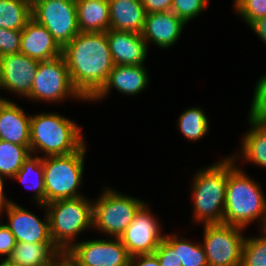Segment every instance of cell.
Returning <instances> with one entry per match:
<instances>
[{
	"label": "cell",
	"instance_id": "6da1fadb",
	"mask_svg": "<svg viewBox=\"0 0 266 266\" xmlns=\"http://www.w3.org/2000/svg\"><path fill=\"white\" fill-rule=\"evenodd\" d=\"M74 88L90 101L114 67L106 32H79L62 48Z\"/></svg>",
	"mask_w": 266,
	"mask_h": 266
},
{
	"label": "cell",
	"instance_id": "7a4b0ae2",
	"mask_svg": "<svg viewBox=\"0 0 266 266\" xmlns=\"http://www.w3.org/2000/svg\"><path fill=\"white\" fill-rule=\"evenodd\" d=\"M238 156H228L223 223L245 229L250 223L259 220L262 229L266 225V197L259 182L254 181L235 164Z\"/></svg>",
	"mask_w": 266,
	"mask_h": 266
},
{
	"label": "cell",
	"instance_id": "3957f363",
	"mask_svg": "<svg viewBox=\"0 0 266 266\" xmlns=\"http://www.w3.org/2000/svg\"><path fill=\"white\" fill-rule=\"evenodd\" d=\"M76 122L58 113L31 115V154L45 153L42 157L67 155L78 151L85 139ZM43 151V152H42Z\"/></svg>",
	"mask_w": 266,
	"mask_h": 266
},
{
	"label": "cell",
	"instance_id": "277c9868",
	"mask_svg": "<svg viewBox=\"0 0 266 266\" xmlns=\"http://www.w3.org/2000/svg\"><path fill=\"white\" fill-rule=\"evenodd\" d=\"M227 181L228 156L197 170L191 187L194 223H223Z\"/></svg>",
	"mask_w": 266,
	"mask_h": 266
},
{
	"label": "cell",
	"instance_id": "5b68a950",
	"mask_svg": "<svg viewBox=\"0 0 266 266\" xmlns=\"http://www.w3.org/2000/svg\"><path fill=\"white\" fill-rule=\"evenodd\" d=\"M45 206L50 235L60 251H68L77 241V235L90 227L93 228V201L84 195L53 201Z\"/></svg>",
	"mask_w": 266,
	"mask_h": 266
},
{
	"label": "cell",
	"instance_id": "8992f818",
	"mask_svg": "<svg viewBox=\"0 0 266 266\" xmlns=\"http://www.w3.org/2000/svg\"><path fill=\"white\" fill-rule=\"evenodd\" d=\"M85 149L86 144L71 154L43 157L45 204L82 197L78 192L84 172Z\"/></svg>",
	"mask_w": 266,
	"mask_h": 266
},
{
	"label": "cell",
	"instance_id": "52a82bcc",
	"mask_svg": "<svg viewBox=\"0 0 266 266\" xmlns=\"http://www.w3.org/2000/svg\"><path fill=\"white\" fill-rule=\"evenodd\" d=\"M144 204L139 198L105 187L93 202V229L107 234L109 238H119Z\"/></svg>",
	"mask_w": 266,
	"mask_h": 266
},
{
	"label": "cell",
	"instance_id": "ba28073f",
	"mask_svg": "<svg viewBox=\"0 0 266 266\" xmlns=\"http://www.w3.org/2000/svg\"><path fill=\"white\" fill-rule=\"evenodd\" d=\"M68 97L86 101L74 88L63 55L40 61L27 98L34 102L56 103Z\"/></svg>",
	"mask_w": 266,
	"mask_h": 266
},
{
	"label": "cell",
	"instance_id": "9c48e42d",
	"mask_svg": "<svg viewBox=\"0 0 266 266\" xmlns=\"http://www.w3.org/2000/svg\"><path fill=\"white\" fill-rule=\"evenodd\" d=\"M202 245L208 266H241L244 228L224 223L203 224Z\"/></svg>",
	"mask_w": 266,
	"mask_h": 266
},
{
	"label": "cell",
	"instance_id": "30bf717a",
	"mask_svg": "<svg viewBox=\"0 0 266 266\" xmlns=\"http://www.w3.org/2000/svg\"><path fill=\"white\" fill-rule=\"evenodd\" d=\"M32 19L44 26L63 48L79 32L76 1L31 2Z\"/></svg>",
	"mask_w": 266,
	"mask_h": 266
},
{
	"label": "cell",
	"instance_id": "8fae6325",
	"mask_svg": "<svg viewBox=\"0 0 266 266\" xmlns=\"http://www.w3.org/2000/svg\"><path fill=\"white\" fill-rule=\"evenodd\" d=\"M157 219L145 203L119 237L131 257L153 254L158 248L164 235H162V228Z\"/></svg>",
	"mask_w": 266,
	"mask_h": 266
},
{
	"label": "cell",
	"instance_id": "7c38bea8",
	"mask_svg": "<svg viewBox=\"0 0 266 266\" xmlns=\"http://www.w3.org/2000/svg\"><path fill=\"white\" fill-rule=\"evenodd\" d=\"M80 266H130L131 256L119 238L75 242L68 250Z\"/></svg>",
	"mask_w": 266,
	"mask_h": 266
},
{
	"label": "cell",
	"instance_id": "4fadbf2b",
	"mask_svg": "<svg viewBox=\"0 0 266 266\" xmlns=\"http://www.w3.org/2000/svg\"><path fill=\"white\" fill-rule=\"evenodd\" d=\"M39 61L24 53L7 54L0 57L2 90L28 97L38 70Z\"/></svg>",
	"mask_w": 266,
	"mask_h": 266
},
{
	"label": "cell",
	"instance_id": "5bb4252c",
	"mask_svg": "<svg viewBox=\"0 0 266 266\" xmlns=\"http://www.w3.org/2000/svg\"><path fill=\"white\" fill-rule=\"evenodd\" d=\"M38 205L45 207L44 220L15 202L6 210L9 221L4 224L11 230L16 242L53 243L46 206Z\"/></svg>",
	"mask_w": 266,
	"mask_h": 266
},
{
	"label": "cell",
	"instance_id": "9a60e30c",
	"mask_svg": "<svg viewBox=\"0 0 266 266\" xmlns=\"http://www.w3.org/2000/svg\"><path fill=\"white\" fill-rule=\"evenodd\" d=\"M106 36L115 65H144L149 49L142 34L109 29Z\"/></svg>",
	"mask_w": 266,
	"mask_h": 266
},
{
	"label": "cell",
	"instance_id": "2e32d148",
	"mask_svg": "<svg viewBox=\"0 0 266 266\" xmlns=\"http://www.w3.org/2000/svg\"><path fill=\"white\" fill-rule=\"evenodd\" d=\"M186 23L172 11L146 14L142 37L157 45L160 49H168L179 40Z\"/></svg>",
	"mask_w": 266,
	"mask_h": 266
},
{
	"label": "cell",
	"instance_id": "e0dca14e",
	"mask_svg": "<svg viewBox=\"0 0 266 266\" xmlns=\"http://www.w3.org/2000/svg\"><path fill=\"white\" fill-rule=\"evenodd\" d=\"M144 65H114L105 85L90 100L98 101L106 98L112 88L124 95H136L148 86L149 76Z\"/></svg>",
	"mask_w": 266,
	"mask_h": 266
},
{
	"label": "cell",
	"instance_id": "ac0fdd59",
	"mask_svg": "<svg viewBox=\"0 0 266 266\" xmlns=\"http://www.w3.org/2000/svg\"><path fill=\"white\" fill-rule=\"evenodd\" d=\"M20 52L40 62L62 55V47L44 26L31 19L22 30Z\"/></svg>",
	"mask_w": 266,
	"mask_h": 266
},
{
	"label": "cell",
	"instance_id": "d6986e66",
	"mask_svg": "<svg viewBox=\"0 0 266 266\" xmlns=\"http://www.w3.org/2000/svg\"><path fill=\"white\" fill-rule=\"evenodd\" d=\"M30 121L15 102L4 100L0 103V140L27 146L30 149Z\"/></svg>",
	"mask_w": 266,
	"mask_h": 266
},
{
	"label": "cell",
	"instance_id": "ffe728a7",
	"mask_svg": "<svg viewBox=\"0 0 266 266\" xmlns=\"http://www.w3.org/2000/svg\"><path fill=\"white\" fill-rule=\"evenodd\" d=\"M110 29L142 33L146 11L141 0H108Z\"/></svg>",
	"mask_w": 266,
	"mask_h": 266
},
{
	"label": "cell",
	"instance_id": "44dd1931",
	"mask_svg": "<svg viewBox=\"0 0 266 266\" xmlns=\"http://www.w3.org/2000/svg\"><path fill=\"white\" fill-rule=\"evenodd\" d=\"M80 32H106L110 29L108 0H76Z\"/></svg>",
	"mask_w": 266,
	"mask_h": 266
},
{
	"label": "cell",
	"instance_id": "7402d4cb",
	"mask_svg": "<svg viewBox=\"0 0 266 266\" xmlns=\"http://www.w3.org/2000/svg\"><path fill=\"white\" fill-rule=\"evenodd\" d=\"M59 251L54 243L16 242L8 259L17 266H50Z\"/></svg>",
	"mask_w": 266,
	"mask_h": 266
},
{
	"label": "cell",
	"instance_id": "603a6c76",
	"mask_svg": "<svg viewBox=\"0 0 266 266\" xmlns=\"http://www.w3.org/2000/svg\"><path fill=\"white\" fill-rule=\"evenodd\" d=\"M251 127L243 136L241 154L238 158L266 168V123L248 120ZM247 160V161H246Z\"/></svg>",
	"mask_w": 266,
	"mask_h": 266
},
{
	"label": "cell",
	"instance_id": "cb8c5ba5",
	"mask_svg": "<svg viewBox=\"0 0 266 266\" xmlns=\"http://www.w3.org/2000/svg\"><path fill=\"white\" fill-rule=\"evenodd\" d=\"M42 160V156L31 154L13 177L16 181L22 182L26 188L35 191L33 197L36 204H45V182Z\"/></svg>",
	"mask_w": 266,
	"mask_h": 266
},
{
	"label": "cell",
	"instance_id": "d4e9b609",
	"mask_svg": "<svg viewBox=\"0 0 266 266\" xmlns=\"http://www.w3.org/2000/svg\"><path fill=\"white\" fill-rule=\"evenodd\" d=\"M31 19L30 0H0V28L23 30Z\"/></svg>",
	"mask_w": 266,
	"mask_h": 266
},
{
	"label": "cell",
	"instance_id": "484cf974",
	"mask_svg": "<svg viewBox=\"0 0 266 266\" xmlns=\"http://www.w3.org/2000/svg\"><path fill=\"white\" fill-rule=\"evenodd\" d=\"M30 155L27 146L0 140V176L12 179Z\"/></svg>",
	"mask_w": 266,
	"mask_h": 266
},
{
	"label": "cell",
	"instance_id": "4316f807",
	"mask_svg": "<svg viewBox=\"0 0 266 266\" xmlns=\"http://www.w3.org/2000/svg\"><path fill=\"white\" fill-rule=\"evenodd\" d=\"M209 125L204 110L197 106L186 109L178 119L180 132L186 139L193 142L205 137Z\"/></svg>",
	"mask_w": 266,
	"mask_h": 266
},
{
	"label": "cell",
	"instance_id": "83f0119b",
	"mask_svg": "<svg viewBox=\"0 0 266 266\" xmlns=\"http://www.w3.org/2000/svg\"><path fill=\"white\" fill-rule=\"evenodd\" d=\"M178 234H165L164 239L173 247L178 248V257L182 266H208L203 245L191 243L188 239L177 236Z\"/></svg>",
	"mask_w": 266,
	"mask_h": 266
},
{
	"label": "cell",
	"instance_id": "f1b7e54d",
	"mask_svg": "<svg viewBox=\"0 0 266 266\" xmlns=\"http://www.w3.org/2000/svg\"><path fill=\"white\" fill-rule=\"evenodd\" d=\"M262 235L246 238L242 247L241 266H266V230Z\"/></svg>",
	"mask_w": 266,
	"mask_h": 266
},
{
	"label": "cell",
	"instance_id": "f546056e",
	"mask_svg": "<svg viewBox=\"0 0 266 266\" xmlns=\"http://www.w3.org/2000/svg\"><path fill=\"white\" fill-rule=\"evenodd\" d=\"M248 120L266 123V73L257 81Z\"/></svg>",
	"mask_w": 266,
	"mask_h": 266
},
{
	"label": "cell",
	"instance_id": "4dcf8cb0",
	"mask_svg": "<svg viewBox=\"0 0 266 266\" xmlns=\"http://www.w3.org/2000/svg\"><path fill=\"white\" fill-rule=\"evenodd\" d=\"M234 8L247 25L266 17V0H234Z\"/></svg>",
	"mask_w": 266,
	"mask_h": 266
},
{
	"label": "cell",
	"instance_id": "1f68e13d",
	"mask_svg": "<svg viewBox=\"0 0 266 266\" xmlns=\"http://www.w3.org/2000/svg\"><path fill=\"white\" fill-rule=\"evenodd\" d=\"M209 0H173L171 11L186 24L207 8Z\"/></svg>",
	"mask_w": 266,
	"mask_h": 266
},
{
	"label": "cell",
	"instance_id": "d6a6232c",
	"mask_svg": "<svg viewBox=\"0 0 266 266\" xmlns=\"http://www.w3.org/2000/svg\"><path fill=\"white\" fill-rule=\"evenodd\" d=\"M22 30L0 28V57L20 52Z\"/></svg>",
	"mask_w": 266,
	"mask_h": 266
},
{
	"label": "cell",
	"instance_id": "836d02e7",
	"mask_svg": "<svg viewBox=\"0 0 266 266\" xmlns=\"http://www.w3.org/2000/svg\"><path fill=\"white\" fill-rule=\"evenodd\" d=\"M160 266H182L178 257V248H173L165 239H163L158 248L153 253Z\"/></svg>",
	"mask_w": 266,
	"mask_h": 266
},
{
	"label": "cell",
	"instance_id": "e575fe53",
	"mask_svg": "<svg viewBox=\"0 0 266 266\" xmlns=\"http://www.w3.org/2000/svg\"><path fill=\"white\" fill-rule=\"evenodd\" d=\"M16 245V240L11 230L2 222L0 223V256L9 258L13 248Z\"/></svg>",
	"mask_w": 266,
	"mask_h": 266
},
{
	"label": "cell",
	"instance_id": "d590c367",
	"mask_svg": "<svg viewBox=\"0 0 266 266\" xmlns=\"http://www.w3.org/2000/svg\"><path fill=\"white\" fill-rule=\"evenodd\" d=\"M173 0H141L147 14L169 12Z\"/></svg>",
	"mask_w": 266,
	"mask_h": 266
},
{
	"label": "cell",
	"instance_id": "8d00e7d4",
	"mask_svg": "<svg viewBox=\"0 0 266 266\" xmlns=\"http://www.w3.org/2000/svg\"><path fill=\"white\" fill-rule=\"evenodd\" d=\"M50 266H80V263L69 251H59L53 257Z\"/></svg>",
	"mask_w": 266,
	"mask_h": 266
},
{
	"label": "cell",
	"instance_id": "74e56055",
	"mask_svg": "<svg viewBox=\"0 0 266 266\" xmlns=\"http://www.w3.org/2000/svg\"><path fill=\"white\" fill-rule=\"evenodd\" d=\"M130 266H160V264L154 254H144L131 257Z\"/></svg>",
	"mask_w": 266,
	"mask_h": 266
},
{
	"label": "cell",
	"instance_id": "f35d334b",
	"mask_svg": "<svg viewBox=\"0 0 266 266\" xmlns=\"http://www.w3.org/2000/svg\"><path fill=\"white\" fill-rule=\"evenodd\" d=\"M249 27L258 35L259 38L266 45V17L254 20Z\"/></svg>",
	"mask_w": 266,
	"mask_h": 266
},
{
	"label": "cell",
	"instance_id": "ab89813d",
	"mask_svg": "<svg viewBox=\"0 0 266 266\" xmlns=\"http://www.w3.org/2000/svg\"><path fill=\"white\" fill-rule=\"evenodd\" d=\"M12 203L13 201L9 200V198L4 195V178L0 176V216L1 214L3 215L4 210L6 211Z\"/></svg>",
	"mask_w": 266,
	"mask_h": 266
},
{
	"label": "cell",
	"instance_id": "60d3db41",
	"mask_svg": "<svg viewBox=\"0 0 266 266\" xmlns=\"http://www.w3.org/2000/svg\"><path fill=\"white\" fill-rule=\"evenodd\" d=\"M0 266H17L14 264L11 260L8 258L2 259V262H0Z\"/></svg>",
	"mask_w": 266,
	"mask_h": 266
},
{
	"label": "cell",
	"instance_id": "b9f144b4",
	"mask_svg": "<svg viewBox=\"0 0 266 266\" xmlns=\"http://www.w3.org/2000/svg\"><path fill=\"white\" fill-rule=\"evenodd\" d=\"M41 1H50V0H30V2H41ZM55 1H76V0H55Z\"/></svg>",
	"mask_w": 266,
	"mask_h": 266
},
{
	"label": "cell",
	"instance_id": "7bdbcfd3",
	"mask_svg": "<svg viewBox=\"0 0 266 266\" xmlns=\"http://www.w3.org/2000/svg\"><path fill=\"white\" fill-rule=\"evenodd\" d=\"M1 89H2V85H1V75H0V90ZM4 100H8V99L0 97V103L3 102Z\"/></svg>",
	"mask_w": 266,
	"mask_h": 266
}]
</instances>
